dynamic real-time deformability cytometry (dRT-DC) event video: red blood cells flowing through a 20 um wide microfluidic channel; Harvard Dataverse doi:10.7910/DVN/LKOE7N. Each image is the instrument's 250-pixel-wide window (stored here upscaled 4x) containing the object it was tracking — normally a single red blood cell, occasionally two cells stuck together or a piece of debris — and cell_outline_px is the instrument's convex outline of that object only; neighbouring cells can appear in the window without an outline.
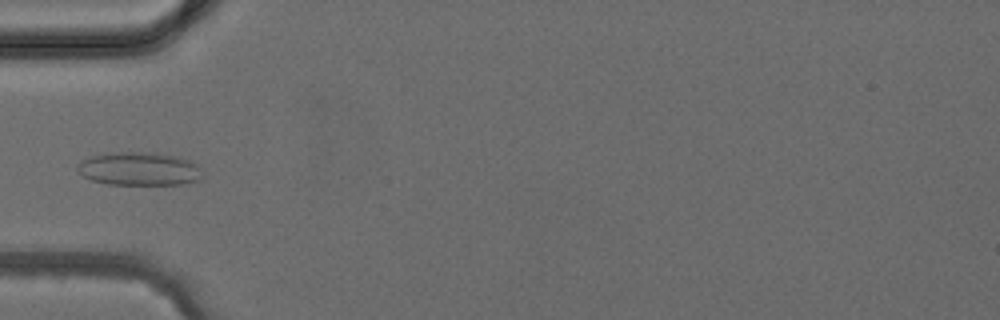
{"species": "common noctule bat (a hibernating species)", "species_latin": "Nyctalus noctula", "temperature_condition": "cold", "stored_images_in_passage": 5, "camera_frame_rate_fps": 3000, "um_per_image_px": 0.085, "animal": {"sex": "female", "body_mass_g": 24.6, "forearm_length_mm": 56.2}, "frame": {"image": 1, "passage_image": 5, "time_ms": 4.667, "image_size_px": [1000, 320], "cell_outline_px": [[200, 180], [184, 184], [108, 184], [92, 180], [84, 176], [76, 168], [76, 164], [80, 160], [104, 152], [148, 152], [180, 156], [192, 160], [196, 164], [200, 176]], "centroid_in_image_um": [11.8, 14.33], "position_along_channel_um": 73.2, "area_um2": 24.39}}